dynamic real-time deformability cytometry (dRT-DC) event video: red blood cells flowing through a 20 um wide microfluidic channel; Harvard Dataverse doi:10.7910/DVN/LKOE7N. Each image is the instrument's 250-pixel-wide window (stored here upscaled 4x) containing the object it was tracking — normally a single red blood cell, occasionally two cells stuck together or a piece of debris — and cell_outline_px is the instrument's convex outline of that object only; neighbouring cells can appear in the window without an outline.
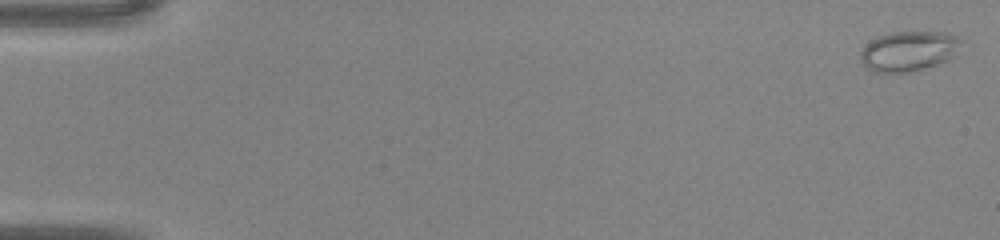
{"species": "common noctule bat (a hibernating species)", "species_latin": "Nyctalus noctula", "temperature_condition": "warm", "stored_images_in_passage": 46, "camera_frame_rate_fps": 3000, "um_per_image_px": 0.085, "animal": {"sex": "male", "body_mass_g": 20.0, "forearm_length_mm": 53.3}, "frame": {"image": 1, "passage_image": 1, "time_ms": 0.0, "image_size_px": [1000, 240], "cell_outline_px": [[964, 40], [956, 56], [940, 64], [908, 72], [876, 72], [868, 68], [860, 60], [860, 52], [876, 36], [892, 32], [948, 32]], "centroid_in_image_um": [77.31, 4.33], "position_along_channel_um": 7.7, "area_um2": 23.7}}
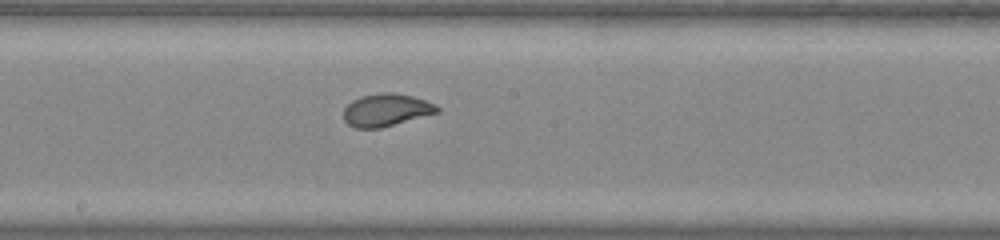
{"frame": {"image": 2, "passage_image": 26, "time_ms": 8.333, "image_size_px": [1000, 240], "cell_outline_px": [[440, 112], [380, 128], [356, 128], [348, 124], [344, 120], [344, 108], [352, 100], [360, 96], [384, 92], [392, 92], [412, 96], [436, 104], [440, 108]], "centroid_in_image_um": [32.83, 9.34], "position_along_channel_um": 215.4, "area_um2": 17.74}}
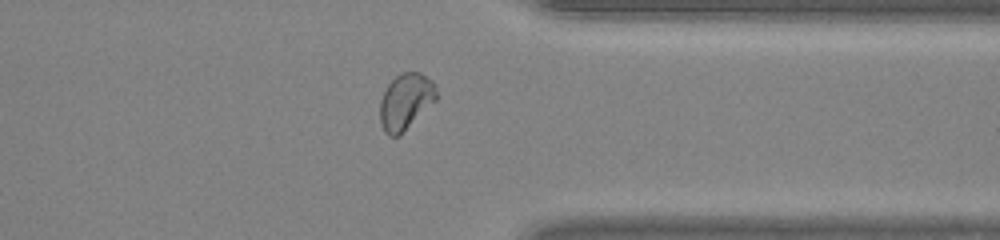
{"frame": {"image": 3, "passage_image": 37, "time_ms": 12.0, "image_size_px": [1000, 240], "cell_outline_px": [[436, 100], [400, 136], [388, 136], [384, 132], [380, 124], [380, 100], [388, 84], [400, 72], [420, 72], [432, 80], [436, 84]], "centroid_in_image_um": [34.47, 8.64], "position_along_channel_um": 376.9, "area_um2": 18.61}}